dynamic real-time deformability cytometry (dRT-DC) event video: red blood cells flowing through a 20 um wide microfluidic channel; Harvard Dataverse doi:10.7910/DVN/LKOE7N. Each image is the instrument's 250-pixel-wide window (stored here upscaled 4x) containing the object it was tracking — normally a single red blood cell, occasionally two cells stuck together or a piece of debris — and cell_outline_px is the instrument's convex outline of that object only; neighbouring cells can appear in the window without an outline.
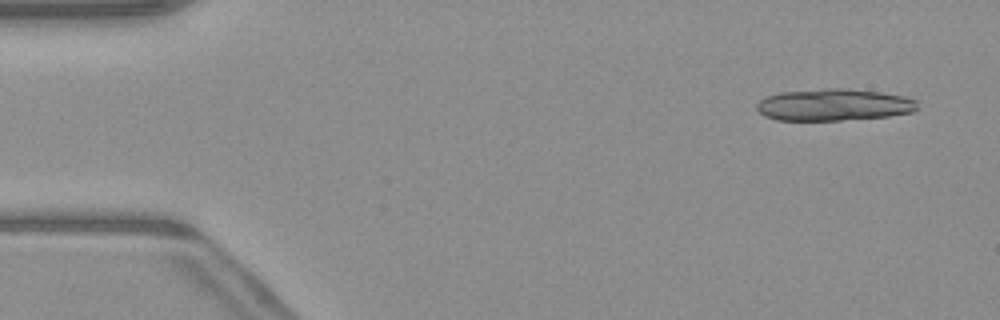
{"species": "common noctule bat (a hibernating species)", "species_latin": "Nyctalus noctula", "temperature_condition": "warm", "stored_images_in_passage": 17, "camera_frame_rate_fps": 3000, "um_per_image_px": 0.085, "animal": {"sex": "male", "body_mass_g": 23.1, "forearm_length_mm": 52.7}, "frame": {"image": 1, "passage_image": 3, "time_ms": 0.667, "image_size_px": [1000, 320], "cell_outline_px": [[916, 108], [912, 112], [888, 116], [840, 120], [776, 120], [764, 116], [756, 108], [756, 104], [764, 96], [780, 92], [824, 88], [848, 88], [880, 92], [904, 96], [916, 100]], "centroid_in_image_um": [70.82, 8.9], "position_along_channel_um": 14.2, "area_um2": 29.94}}